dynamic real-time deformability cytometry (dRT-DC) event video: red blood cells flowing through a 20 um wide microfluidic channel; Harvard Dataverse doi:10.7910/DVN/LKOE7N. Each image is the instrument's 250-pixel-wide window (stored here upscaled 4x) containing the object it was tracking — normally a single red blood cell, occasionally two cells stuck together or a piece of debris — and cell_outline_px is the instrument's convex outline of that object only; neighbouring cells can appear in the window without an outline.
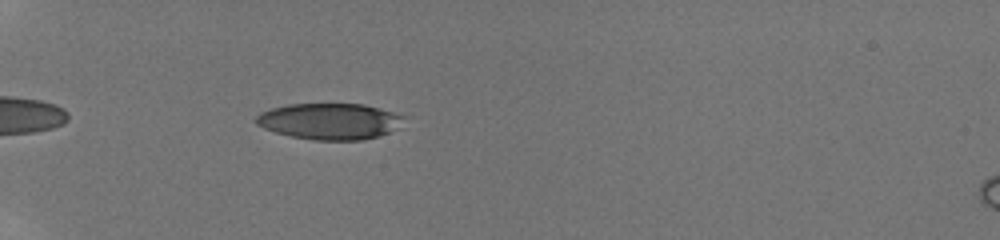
{"species": "human", "species_latin": "Homo sapiens", "temperature_condition": "room temperature", "stored_images_in_passage": 54, "camera_frame_rate_fps": 3000, "um_per_image_px": 0.085, "donor": {"sex": "male"}, "frame": {"image": 1, "passage_image": 6, "time_ms": 1.0, "image_size_px": [1000, 240], "cell_outline_px": [[408, 116], [388, 132], [380, 136], [364, 140], [312, 140], [292, 136], [276, 132], [264, 128], [256, 124], [252, 120], [260, 112], [272, 108], [288, 104], [364, 104]], "centroid_in_image_um": [27.99, 10.3], "position_along_channel_um": 57.0, "area_um2": 31.15}}
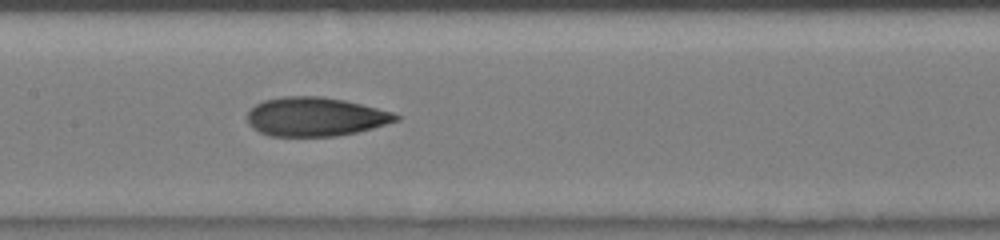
{"frame": {"image": 2, "passage_image": 21, "time_ms": 4.667, "image_size_px": [1000, 240], "cell_outline_px": [[400, 120], [372, 128], [356, 132], [336, 136], [268, 136], [252, 128], [248, 124], [248, 112], [256, 104], [264, 100], [284, 96], [320, 96], [344, 100], [392, 112], [400, 116]], "centroid_in_image_um": [26.79, 9.93], "position_along_channel_um": 180.6, "area_um2": 33.58}}
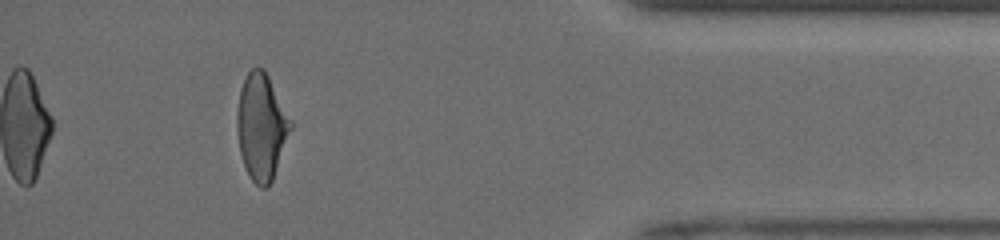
{"frame": {"image": 3, "passage_image": 48, "time_ms": 11.0, "image_size_px": [1000, 240], "cell_outline_px": [[292, 128], [272, 180], [268, 188], [260, 188], [252, 180], [244, 164], [240, 152], [236, 128], [236, 112], [240, 88], [248, 72], [252, 68], [264, 68], [292, 120]], "centroid_in_image_um": [22.22, 10.76], "position_along_channel_um": 413.0, "area_um2": 33.18}, "authors_computed_cell_mechanics": {"area_um2": 33.4373, "velocity_mm_per_s": 4.1678, "shape_relaxation_time_tau1_ms": 4.603, "shape_relaxation_time_tau2_ms": 1.6748, "deformation_change_tau1": 0.1736, "deformation_change_tau2": 0.0928}}